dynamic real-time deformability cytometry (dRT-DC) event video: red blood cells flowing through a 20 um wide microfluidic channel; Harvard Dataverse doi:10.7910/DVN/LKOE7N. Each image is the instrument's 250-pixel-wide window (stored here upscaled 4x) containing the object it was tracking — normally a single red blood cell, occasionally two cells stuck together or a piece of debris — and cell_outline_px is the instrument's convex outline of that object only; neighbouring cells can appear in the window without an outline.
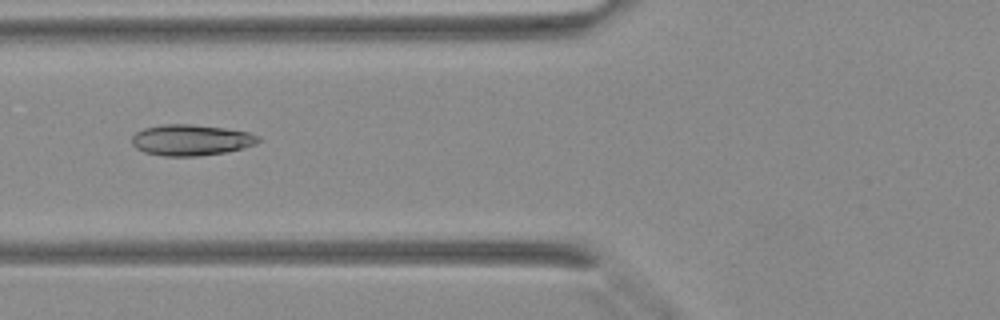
{"species": "Egyptian fruit bat (a non-hibernating species)", "species_latin": "Rousettus aegyptiacus", "temperature_condition": "warm", "stored_images_in_passage": 43, "camera_frame_rate_fps": 3000, "um_per_image_px": 0.085, "animal": {"sex": "female"}, "frame": {"image": 1, "passage_image": 18, "time_ms": 5.667, "image_size_px": [1000, 320], "cell_outline_px": [[260, 140], [256, 144], [244, 148], [224, 152], [196, 156], [164, 156], [144, 152], [136, 148], [132, 144], [132, 136], [136, 132], [144, 128], [164, 124], [192, 124], [224, 128], [248, 132], [260, 136]], "centroid_in_image_um": [16.24, 11.9], "position_along_channel_um": 109.6, "area_um2": 22.83}}
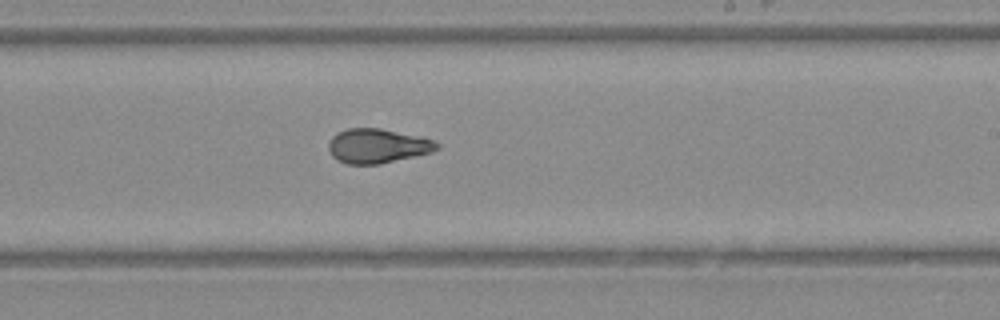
{"frame": {"image": 2, "passage_image": 27, "time_ms": 8.667, "image_size_px": [1000, 320], "cell_outline_px": [[440, 148], [432, 152], [380, 164], [348, 164], [336, 160], [332, 156], [328, 148], [328, 144], [332, 136], [348, 128], [380, 128], [420, 136], [432, 140], [440, 144]], "centroid_in_image_um": [32.09, 12.41], "position_along_channel_um": 256.9, "area_um2": 21.73}}
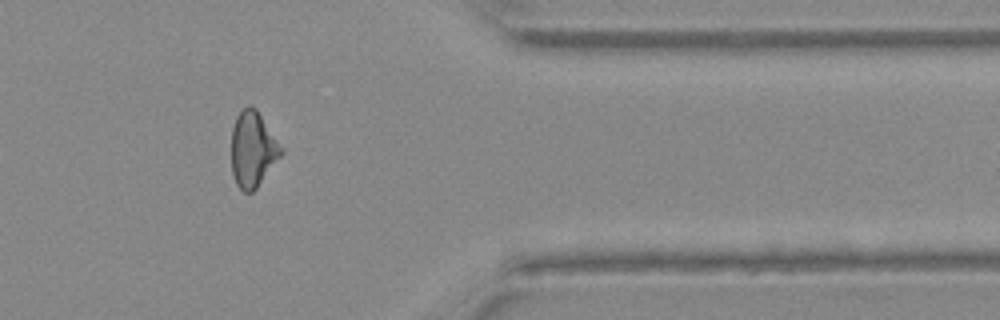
{"frame": {"image": 3, "passage_image": 36, "time_ms": 11.667, "image_size_px": [1000, 320], "cell_outline_px": [[284, 152], [256, 188], [252, 192], [244, 192], [236, 184], [232, 172], [232, 128], [236, 116], [248, 104], [256, 108], [284, 148]], "centroid_in_image_um": [21.5, 12.67], "position_along_channel_um": 389.9, "area_um2": 21.91}}